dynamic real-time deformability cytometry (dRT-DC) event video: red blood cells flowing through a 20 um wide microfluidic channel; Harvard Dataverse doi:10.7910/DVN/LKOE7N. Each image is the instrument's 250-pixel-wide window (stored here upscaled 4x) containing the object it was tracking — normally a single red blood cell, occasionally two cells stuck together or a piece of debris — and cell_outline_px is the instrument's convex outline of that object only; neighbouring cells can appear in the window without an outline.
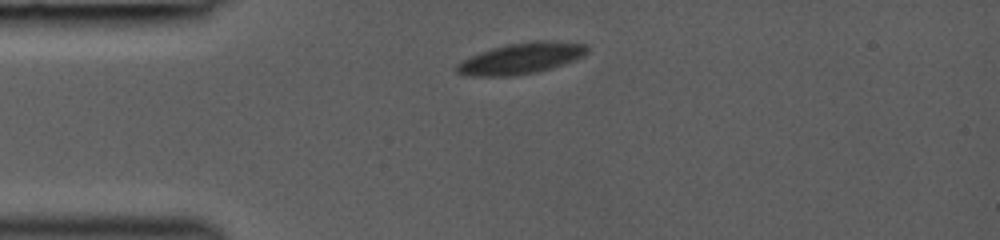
{"species": "common noctule bat (a hibernating species)", "species_latin": "Nyctalus noctula", "temperature_condition": "room temperature", "stored_images_in_passage": 6, "camera_frame_rate_fps": 3000, "um_per_image_px": 0.085, "animal": {"sex": "female", "body_mass_g": 19.0, "forearm_length_mm": 53.3}, "frame": {"image": 1, "passage_image": 1, "time_ms": 0.0, "image_size_px": [1000, 240], "cell_outline_px": [[588, 52], [584, 56], [576, 60], [536, 72], [512, 76], [464, 76], [456, 72], [456, 64], [480, 52], [492, 48], [508, 44], [532, 40], [552, 40], [588, 44]], "centroid_in_image_um": [44.33, 4.95], "position_along_channel_um": 40.7, "area_um2": 23.76}}
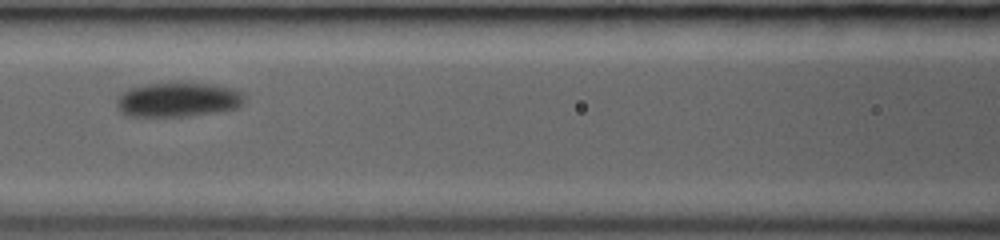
{"frame": {"image": 2, "passage_image": 5, "time_ms": 3.333, "image_size_px": [1000, 240], "cell_outline_px": [[244, 100], [240, 108], [216, 112], [188, 116], [128, 116], [120, 112], [116, 104], [116, 96], [128, 88], [148, 84], [176, 80], [180, 80], [216, 84], [232, 88], [244, 92]], "centroid_in_image_um": [15.14, 8.43], "position_along_channel_um": 151.5, "area_um2": 26.76}}